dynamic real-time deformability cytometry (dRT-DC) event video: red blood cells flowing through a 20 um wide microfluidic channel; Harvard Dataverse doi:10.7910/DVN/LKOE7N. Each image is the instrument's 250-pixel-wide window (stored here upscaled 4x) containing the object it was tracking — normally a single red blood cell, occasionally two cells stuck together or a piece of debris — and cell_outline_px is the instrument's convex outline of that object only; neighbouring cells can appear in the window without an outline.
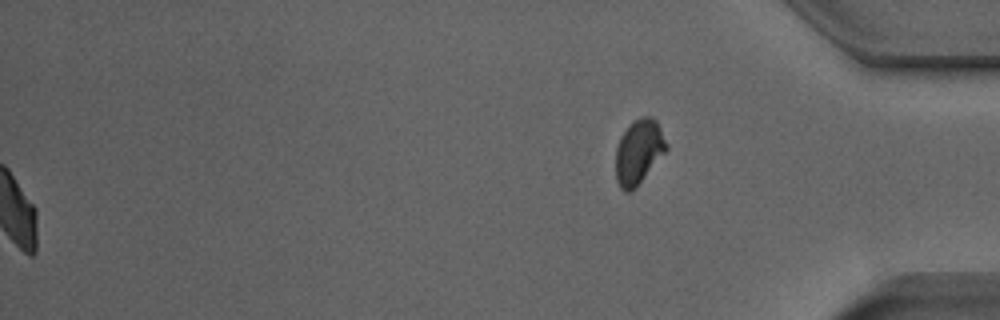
{"species": "Egyptian fruit bat (a non-hibernating species)", "species_latin": "Rousettus aegyptiacus", "temperature_condition": "room temperature", "stored_images_in_passage": 41, "segment_of_instrument_passage": [2, 2], "camera_frame_rate_fps": 3000, "um_per_image_px": 0.085, "animal": {"sex": "male"}, "frame": {"image": 1, "passage_image": 41, "time_ms": 13.333, "image_size_px": [1000, 320], "cell_outline_px": [[668, 148], [636, 188], [628, 192], [624, 192], [620, 188], [616, 180], [616, 148], [620, 136], [628, 124], [632, 120], [640, 116], [652, 116], [656, 120], [668, 144]], "centroid_in_image_um": [54.28, 12.88], "position_along_channel_um": 380.9, "area_um2": 19.31}}